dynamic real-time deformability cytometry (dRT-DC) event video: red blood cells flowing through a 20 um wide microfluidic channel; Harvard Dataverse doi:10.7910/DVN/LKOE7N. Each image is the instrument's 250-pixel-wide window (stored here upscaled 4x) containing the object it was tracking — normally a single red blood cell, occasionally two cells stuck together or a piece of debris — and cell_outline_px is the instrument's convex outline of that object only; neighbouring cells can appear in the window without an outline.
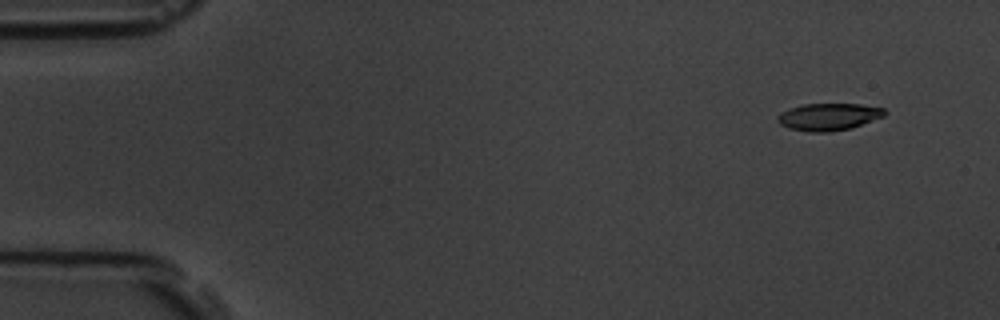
{"species": "common noctule bat (a hibernating species)", "species_latin": "Nyctalus noctula", "temperature_condition": "room temperature", "stored_images_in_passage": 5, "camera_frame_rate_fps": 3000, "um_per_image_px": 0.085, "animal": {"sex": "male", "body_mass_g": 19.5, "forearm_length_mm": 54.6}, "frame": {"image": 1, "passage_image": 1, "time_ms": 0.0, "image_size_px": [1000, 320], "cell_outline_px": [[888, 112], [884, 116], [852, 128], [828, 132], [808, 132], [788, 128], [780, 124], [776, 120], [776, 116], [780, 112], [804, 104], [860, 104], [884, 108]], "centroid_in_image_um": [70.43, 9.93], "position_along_channel_um": 14.6, "area_um2": 17.05}}
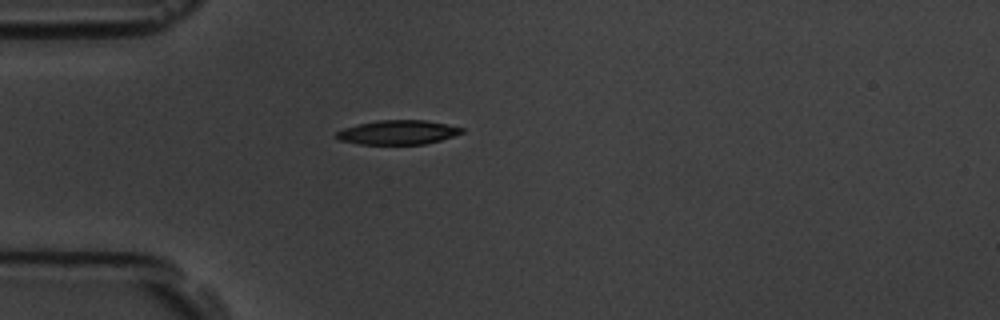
{"frame": {"image": 2, "passage_image": 4, "time_ms": 3.667, "image_size_px": [1000, 320], "cell_outline_px": [[464, 132], [440, 140], [424, 144], [360, 144], [340, 140], [336, 136], [336, 132], [344, 128], [376, 120], [424, 120], [448, 124], [464, 128]], "centroid_in_image_um": [33.84, 11.24], "position_along_channel_um": 51.2, "area_um2": 17.57}}